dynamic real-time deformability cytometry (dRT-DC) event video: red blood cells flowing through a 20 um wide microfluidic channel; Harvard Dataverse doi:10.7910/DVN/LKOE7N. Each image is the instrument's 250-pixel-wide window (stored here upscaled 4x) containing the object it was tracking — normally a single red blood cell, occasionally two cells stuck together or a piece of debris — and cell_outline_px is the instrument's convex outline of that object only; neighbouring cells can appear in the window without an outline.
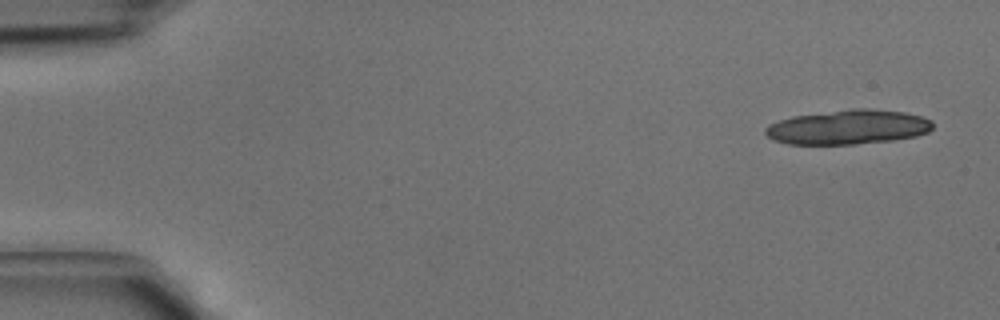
{"species": "common noctule bat (a hibernating species)", "species_latin": "Nyctalus noctula", "temperature_condition": "cold", "stored_images_in_passage": 5, "camera_frame_rate_fps": 3000, "um_per_image_px": 0.085, "animal": {"sex": "male", "body_mass_g": 15.6}, "frame": {"image": 1, "passage_image": 1, "time_ms": 0.0, "image_size_px": [1000, 320], "cell_outline_px": [[932, 128], [928, 132], [916, 136], [892, 140], [856, 144], [788, 144], [772, 140], [764, 132], [764, 128], [768, 124], [792, 116], [852, 108], [868, 108], [904, 112], [920, 116], [932, 120]], "centroid_in_image_um": [72.06, 10.8], "position_along_channel_um": 12.9, "area_um2": 33.76}}